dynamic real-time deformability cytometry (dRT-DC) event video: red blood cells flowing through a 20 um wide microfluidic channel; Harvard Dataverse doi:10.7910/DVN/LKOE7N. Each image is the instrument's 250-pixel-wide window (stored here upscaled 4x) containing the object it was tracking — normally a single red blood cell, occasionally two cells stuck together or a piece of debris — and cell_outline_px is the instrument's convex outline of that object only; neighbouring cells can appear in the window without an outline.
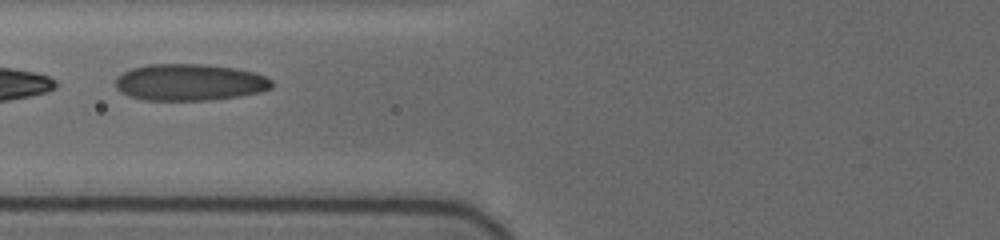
{"species": "human", "species_latin": "Homo sapiens", "temperature_condition": "cold", "stored_images_in_passage": 43, "segment_of_instrument_passage": [2, 2], "camera_frame_rate_fps": 3000, "um_per_image_px": 0.085, "donor": {"sex": "female"}, "frame": {"image": 1, "passage_image": 22, "time_ms": 5.333, "image_size_px": [1000, 240], "cell_outline_px": [[272, 88], [260, 92], [236, 96], [208, 100], [144, 100], [128, 96], [120, 92], [116, 88], [116, 76], [132, 68], [148, 64], [204, 64], [236, 68], [252, 72], [264, 76], [272, 80]], "centroid_in_image_um": [16.08, 6.99], "position_along_channel_um": 109.7, "area_um2": 33.41}}
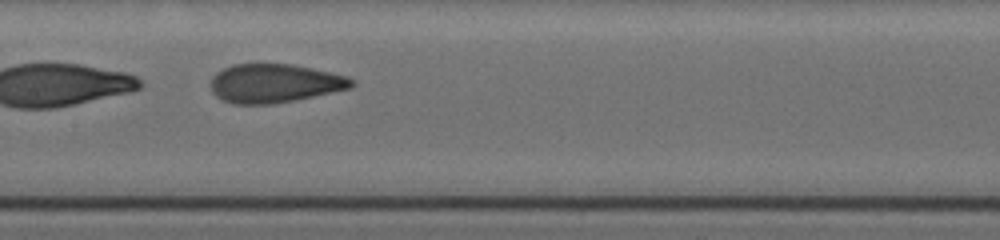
{"frame": {"image": 2, "passage_image": 30, "time_ms": 7.333, "image_size_px": [1000, 240], "cell_outline_px": [[356, 84], [352, 88], [296, 100], [272, 104], [232, 104], [216, 96], [212, 92], [212, 76], [216, 72], [232, 64], [292, 64], [332, 72], [348, 76]], "centroid_in_image_um": [23.36, 7.08], "position_along_channel_um": 184.0, "area_um2": 31.96}}
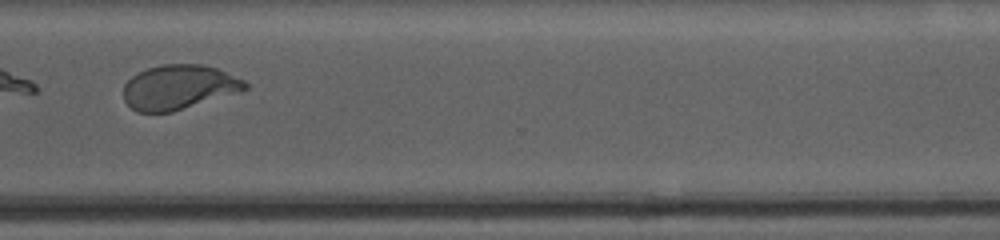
{"frame": {"image": 3, "passage_image": 41, "time_ms": 12.0, "image_size_px": [1000, 240], "cell_outline_px": [[248, 88], [240, 92], [172, 112], [136, 112], [124, 100], [124, 84], [136, 72], [148, 68], [164, 64], [200, 64], [216, 68], [244, 80], [248, 84]], "centroid_in_image_um": [15.19, 7.41], "position_along_channel_um": 355.4, "area_um2": 31.56}}